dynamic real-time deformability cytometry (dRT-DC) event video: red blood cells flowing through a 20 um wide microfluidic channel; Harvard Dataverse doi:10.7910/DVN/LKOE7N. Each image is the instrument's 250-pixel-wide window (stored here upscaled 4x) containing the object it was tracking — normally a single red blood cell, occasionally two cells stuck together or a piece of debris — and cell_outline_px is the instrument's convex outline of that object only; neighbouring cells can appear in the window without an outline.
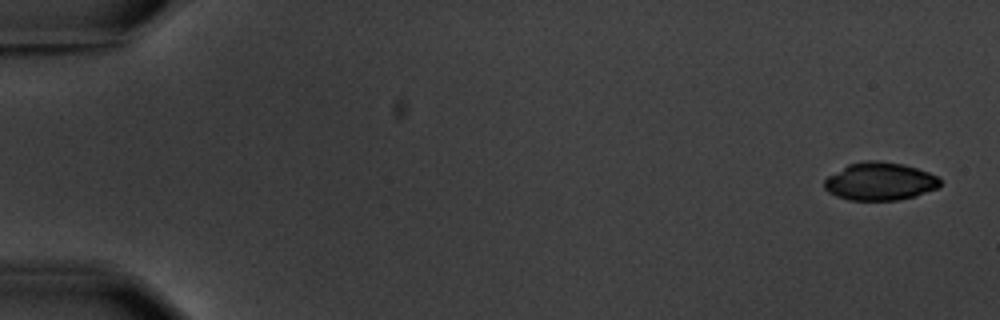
{"species": "common noctule bat (a hibernating species)", "species_latin": "Nyctalus noctula", "temperature_condition": "warm", "stored_images_in_passage": 11, "camera_frame_rate_fps": 3000, "um_per_image_px": 0.085, "animal": {"sex": "male", "body_mass_g": 20.1, "forearm_length_mm": 53.5}, "frame": {"image": 1, "passage_image": 1, "time_ms": 0.0, "image_size_px": [1000, 320], "cell_outline_px": [[940, 184], [936, 188], [916, 196], [896, 200], [848, 200], [836, 196], [828, 192], [824, 188], [824, 180], [828, 176], [848, 164], [864, 160], [880, 160], [904, 164], [928, 172], [936, 176], [940, 180]], "centroid_in_image_um": [74.76, 15.41], "position_along_channel_um": 10.2, "area_um2": 25.61}}
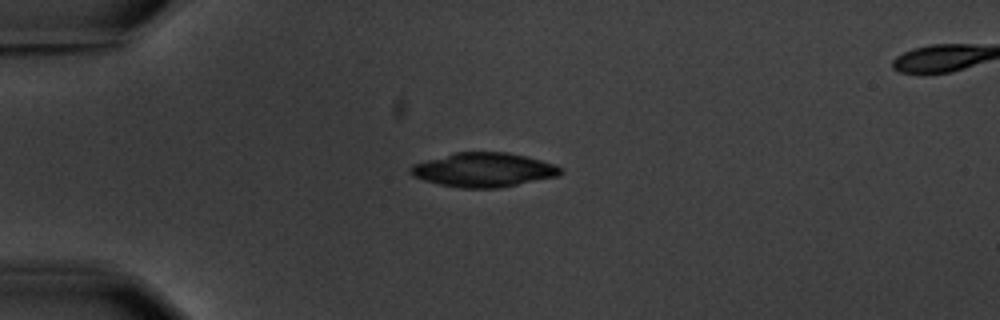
{"frame": {"image": 2, "passage_image": 4, "time_ms": 4.333, "image_size_px": [1000, 320], "cell_outline_px": [[564, 172], [560, 176], [500, 188], [460, 188], [440, 184], [424, 180], [412, 176], [408, 172], [408, 168], [412, 164], [456, 152], [508, 152], [540, 160], [564, 168]], "centroid_in_image_um": [41.12, 14.44], "position_along_channel_um": 43.9, "area_um2": 30.0}}